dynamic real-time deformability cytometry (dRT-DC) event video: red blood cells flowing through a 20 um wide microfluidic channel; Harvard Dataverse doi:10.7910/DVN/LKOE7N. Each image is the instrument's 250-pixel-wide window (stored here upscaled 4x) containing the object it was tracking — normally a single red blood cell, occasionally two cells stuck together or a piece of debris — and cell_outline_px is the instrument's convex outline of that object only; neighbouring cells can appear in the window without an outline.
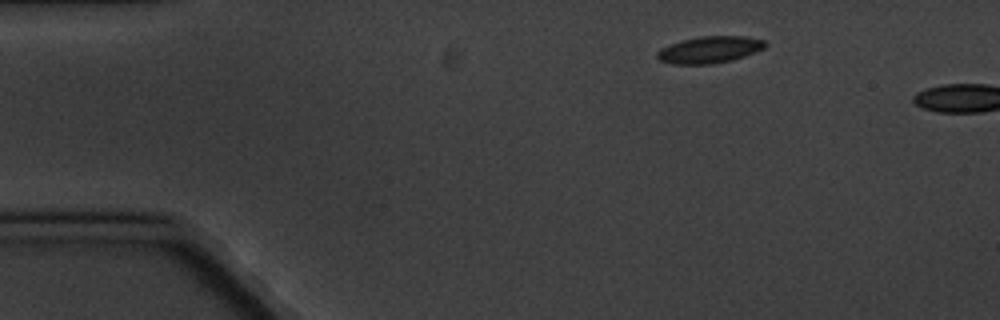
{"species": "common noctule bat (a hibernating species)", "species_latin": "Nyctalus noctula", "temperature_condition": "cold", "stored_images_in_passage": 2, "camera_frame_rate_fps": 3000, "um_per_image_px": 0.085, "animal": {"sex": "male", "body_mass_g": 20.1, "forearm_length_mm": 53.5}, "frame": {"image": 1, "passage_image": 1, "time_ms": 0.0, "image_size_px": [1000, 320], "cell_outline_px": [[768, 44], [764, 48], [756, 52], [732, 60], [712, 64], [672, 64], [660, 60], [656, 56], [656, 52], [660, 48], [680, 40], [700, 36], [744, 36], [764, 40]], "centroid_in_image_um": [60.3, 4.22], "position_along_channel_um": 24.7, "area_um2": 16.99}}